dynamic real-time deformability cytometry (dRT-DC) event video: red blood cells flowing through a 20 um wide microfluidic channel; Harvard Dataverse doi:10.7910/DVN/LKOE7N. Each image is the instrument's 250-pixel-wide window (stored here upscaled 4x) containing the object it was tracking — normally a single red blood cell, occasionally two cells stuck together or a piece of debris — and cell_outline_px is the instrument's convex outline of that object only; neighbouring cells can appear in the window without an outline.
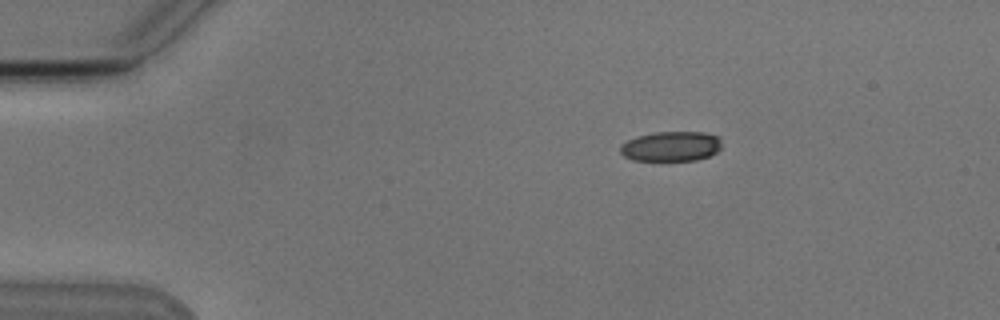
{"species": "Egyptian fruit bat (a non-hibernating species)", "species_latin": "Rousettus aegyptiacus", "temperature_condition": "cold", "stored_images_in_passage": 4, "camera_frame_rate_fps": 3000, "um_per_image_px": 0.085, "animal": {"sex": "male"}, "frame": {"image": 1, "passage_image": 1, "time_ms": 0.0, "image_size_px": [1000, 320], "cell_outline_px": [[720, 148], [716, 152], [708, 156], [696, 160], [632, 160], [624, 156], [620, 152], [620, 144], [636, 136], [656, 132], [704, 132], [720, 136]], "centroid_in_image_um": [57.03, 12.43], "position_along_channel_um": 28.0, "area_um2": 17.69}}